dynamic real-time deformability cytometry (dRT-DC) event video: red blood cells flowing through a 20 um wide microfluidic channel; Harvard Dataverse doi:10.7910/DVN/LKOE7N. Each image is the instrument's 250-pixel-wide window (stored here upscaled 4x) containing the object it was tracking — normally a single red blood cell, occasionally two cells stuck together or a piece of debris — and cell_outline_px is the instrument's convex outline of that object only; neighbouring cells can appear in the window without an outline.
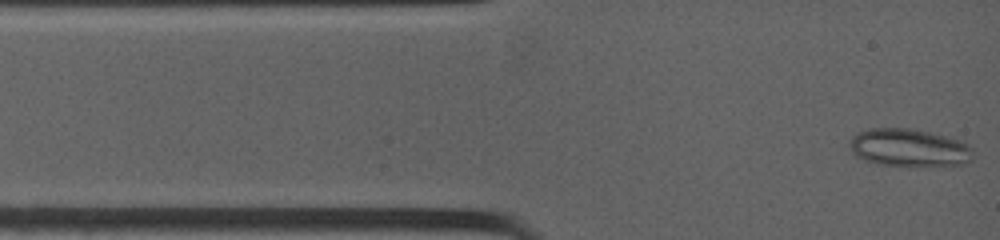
{"species": "common noctule bat (a hibernating species)", "species_latin": "Nyctalus noctula", "temperature_condition": "warm", "stored_images_in_passage": 13, "camera_frame_rate_fps": 4500, "um_per_image_px": 0.085, "animal": {"sex": "female", "body_mass_g": 19.0, "forearm_length_mm": 53.3}, "frame": {"image": 1, "passage_image": 1, "time_ms": 0.0, "image_size_px": [1000, 240], "cell_outline_px": [[972, 160], [960, 164], [880, 164], [864, 160], [856, 156], [852, 152], [848, 144], [852, 136], [856, 132], [872, 128], [908, 128], [928, 132], [960, 140], [968, 144], [972, 148]], "centroid_in_image_um": [77.21, 12.52], "position_along_channel_um": 7.8, "area_um2": 26.53}}
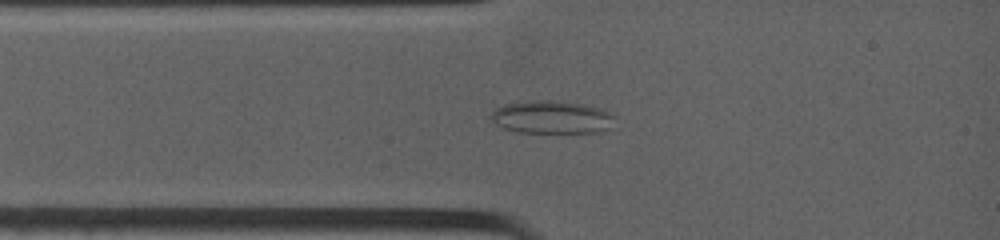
{"frame": {"image": 2, "passage_image": 12, "time_ms": 1.778, "image_size_px": [1000, 240], "cell_outline_px": [[612, 116], [608, 128], [596, 132], [516, 132], [504, 128], [496, 124], [492, 120], [492, 112], [496, 108], [504, 104], [532, 100], [548, 100], [584, 104], [600, 108]], "centroid_in_image_um": [46.82, 9.95], "position_along_channel_um": 38.2, "area_um2": 23.18}}